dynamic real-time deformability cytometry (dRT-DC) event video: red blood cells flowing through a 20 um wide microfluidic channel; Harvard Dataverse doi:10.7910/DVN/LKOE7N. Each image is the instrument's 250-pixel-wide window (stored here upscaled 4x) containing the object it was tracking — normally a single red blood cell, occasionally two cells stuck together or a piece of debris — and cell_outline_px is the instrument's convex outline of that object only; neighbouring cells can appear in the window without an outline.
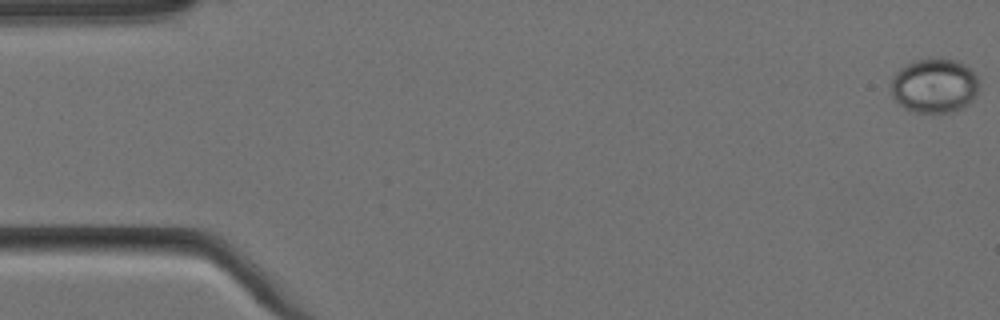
{"species": "Egyptian fruit bat (a non-hibernating species)", "species_latin": "Rousettus aegyptiacus", "temperature_condition": "cold", "stored_images_in_passage": 6, "camera_frame_rate_fps": 3000, "um_per_image_px": 0.085, "animal": {"sex": "female"}, "frame": {"image": 1, "passage_image": 1, "time_ms": 0.0, "image_size_px": [1000, 320], "cell_outline_px": [[976, 96], [964, 108], [952, 112], [912, 112], [904, 108], [892, 96], [892, 76], [900, 68], [912, 60], [940, 56], [956, 60], [972, 68], [976, 76]], "centroid_in_image_um": [79.41, 7.25], "position_along_channel_um": 5.6, "area_um2": 28.32}}
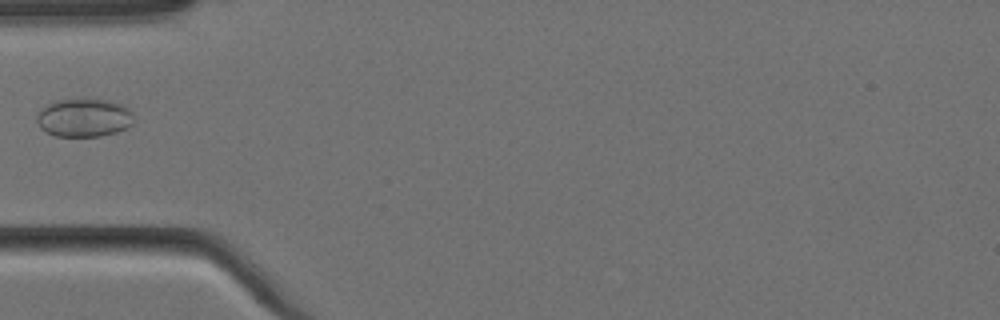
{"frame": {"image": 2, "passage_image": 6, "time_ms": 1.667, "image_size_px": [1000, 320], "cell_outline_px": [[132, 124], [116, 132], [100, 136], [56, 136], [44, 132], [40, 128], [36, 120], [36, 116], [40, 108], [56, 100], [112, 100], [128, 108], [132, 112]], "centroid_in_image_um": [7.09, 10.01], "position_along_channel_um": 77.9, "area_um2": 21.56}}